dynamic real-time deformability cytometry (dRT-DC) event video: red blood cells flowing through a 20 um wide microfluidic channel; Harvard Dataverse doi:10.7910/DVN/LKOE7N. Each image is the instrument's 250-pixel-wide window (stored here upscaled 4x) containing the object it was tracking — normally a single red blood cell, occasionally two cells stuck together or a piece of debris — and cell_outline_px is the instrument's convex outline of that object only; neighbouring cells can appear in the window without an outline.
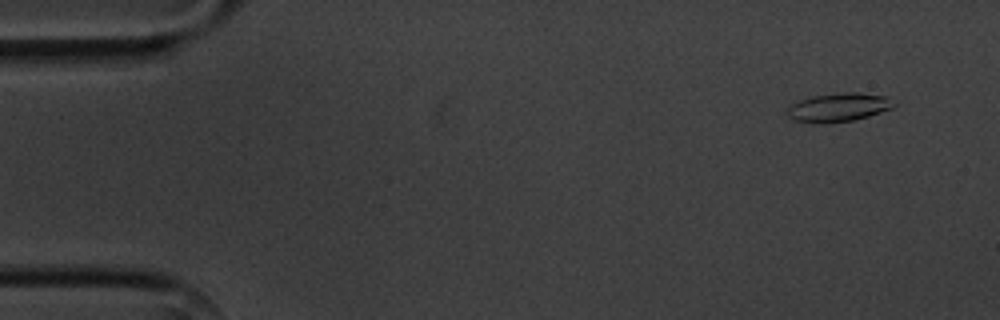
{"species": "common noctule bat (a hibernating species)", "species_latin": "Nyctalus noctula", "temperature_condition": "cold", "stored_images_in_passage": 4, "camera_frame_rate_fps": 3000, "um_per_image_px": 0.085, "animal": {"sex": "male", "body_mass_g": 20.1, "forearm_length_mm": 53.5}, "frame": {"image": 1, "passage_image": 2, "time_ms": 1.0, "image_size_px": [1000, 320], "cell_outline_px": [[896, 104], [892, 108], [868, 116], [852, 120], [792, 120], [788, 116], [788, 108], [792, 104], [800, 100], [812, 96], [844, 92], [856, 92], [888, 96]], "centroid_in_image_um": [71.36, 9.06], "position_along_channel_um": 13.6, "area_um2": 16.88}}